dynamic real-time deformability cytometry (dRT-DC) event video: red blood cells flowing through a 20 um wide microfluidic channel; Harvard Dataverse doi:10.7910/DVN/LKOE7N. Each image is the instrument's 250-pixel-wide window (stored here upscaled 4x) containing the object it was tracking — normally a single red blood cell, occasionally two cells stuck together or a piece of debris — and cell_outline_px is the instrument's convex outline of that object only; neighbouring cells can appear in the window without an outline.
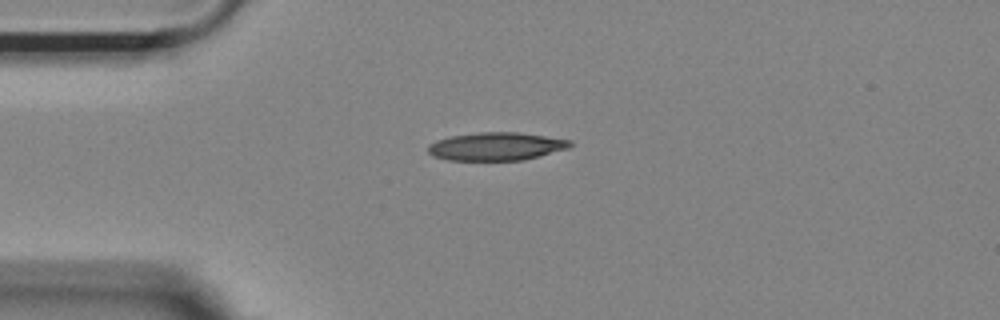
{"species": "Egyptian fruit bat (a non-hibernating species)", "species_latin": "Rousettus aegyptiacus", "temperature_condition": "room temperature", "stored_images_in_passage": 42, "camera_frame_rate_fps": 3000, "um_per_image_px": 0.085, "animal": {"sex": "female"}, "frame": {"image": 1, "passage_image": 1, "time_ms": 0.0, "image_size_px": [1000, 320], "cell_outline_px": [[572, 144], [568, 148], [540, 156], [524, 160], [448, 160], [432, 156], [428, 152], [428, 144], [436, 140], [452, 136], [480, 132], [516, 132], [572, 140]], "centroid_in_image_um": [42.16, 12.45], "position_along_channel_um": 42.8, "area_um2": 23.18}}
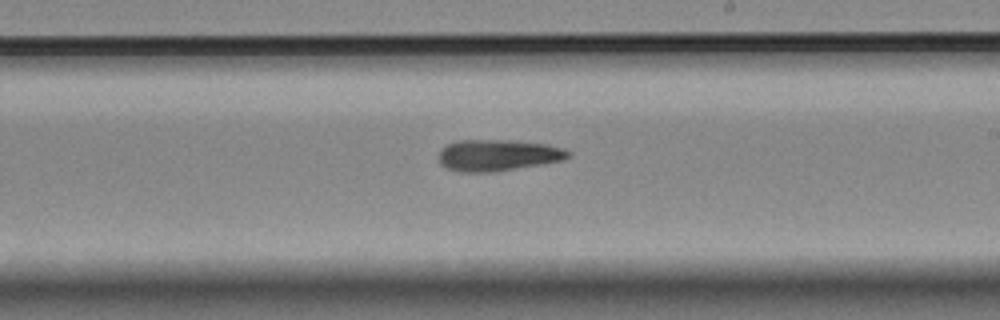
{"frame": {"image": 2, "passage_image": 19, "time_ms": 6.0, "image_size_px": [1000, 320], "cell_outline_px": [[572, 156], [564, 160], [496, 172], [460, 172], [448, 168], [440, 164], [436, 156], [440, 148], [456, 140], [512, 140], [544, 144], [564, 148], [572, 152]], "centroid_in_image_um": [42.3, 13.19], "position_along_channel_um": 246.7, "area_um2": 24.1}}
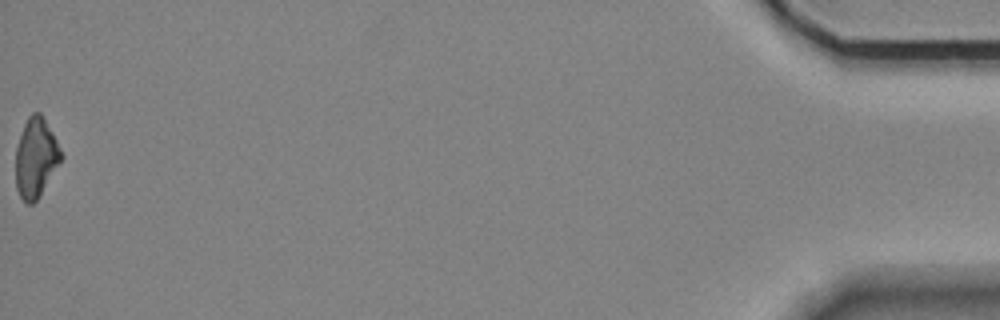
{"frame": {"image": 3, "passage_image": 42, "time_ms": 13.667, "image_size_px": [1000, 320], "cell_outline_px": [[64, 156], [36, 200], [32, 204], [28, 204], [20, 196], [16, 188], [16, 148], [24, 124], [28, 116], [32, 112], [40, 112], [56, 140]], "centroid_in_image_um": [3.04, 13.39], "position_along_channel_um": 432.2, "area_um2": 20.63}, "authors_computed_cell_mechanics": {"area_um2": 22.8021, "velocity_mm_per_s": 3.7063, "shape_relaxation_time_tau1_ms": null, "shape_relaxation_time_tau2_ms": 5.0815, "deformation_change_tau1": null, "deformation_change_tau2": 0.1531}}